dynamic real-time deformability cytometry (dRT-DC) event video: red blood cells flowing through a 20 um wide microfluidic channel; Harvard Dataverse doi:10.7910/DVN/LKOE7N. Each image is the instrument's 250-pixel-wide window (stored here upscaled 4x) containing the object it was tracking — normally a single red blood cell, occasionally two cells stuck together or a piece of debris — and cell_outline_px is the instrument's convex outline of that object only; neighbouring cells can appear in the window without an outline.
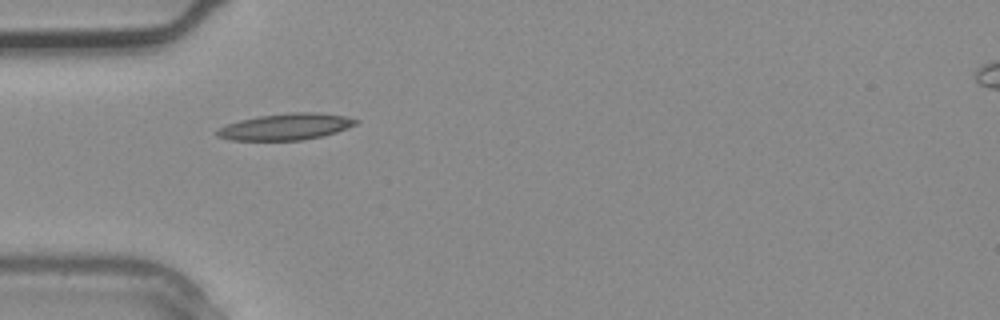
{"species": "common noctule bat (a hibernating species)", "species_latin": "Nyctalus noctula", "temperature_condition": "warm", "stored_images_in_passage": 3, "camera_frame_rate_fps": 3000, "um_per_image_px": 0.085, "animal": {"sex": "male", "body_mass_g": 20.4}, "frame": {"image": 1, "passage_image": 3, "time_ms": 0.667, "image_size_px": [1000, 320], "cell_outline_px": [[360, 120], [356, 124], [336, 132], [324, 136], [300, 140], [228, 140], [216, 136], [216, 132], [220, 128], [228, 124], [240, 120], [260, 116], [292, 112], [320, 112], [344, 116]], "centroid_in_image_um": [24.31, 10.77], "position_along_channel_um": 60.7, "area_um2": 21.27}}